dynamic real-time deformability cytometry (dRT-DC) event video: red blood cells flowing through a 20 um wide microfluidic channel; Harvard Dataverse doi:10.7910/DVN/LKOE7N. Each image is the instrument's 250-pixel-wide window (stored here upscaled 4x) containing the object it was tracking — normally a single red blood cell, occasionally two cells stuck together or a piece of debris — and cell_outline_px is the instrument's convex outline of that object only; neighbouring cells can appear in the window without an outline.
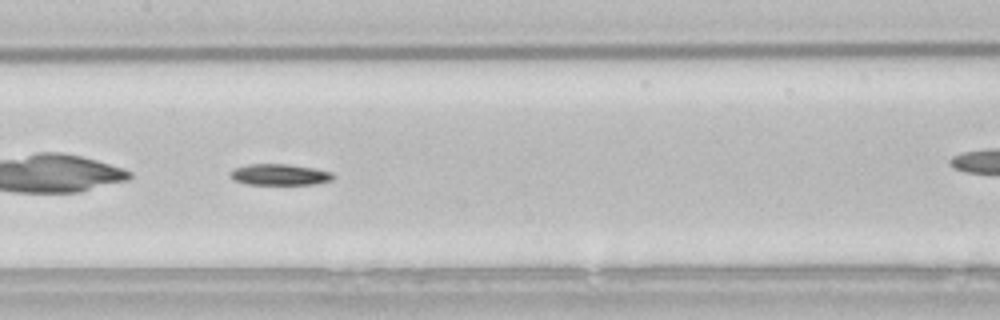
{"species": "common noctule bat (a hibernating species)", "species_latin": "Nyctalus noctula", "temperature_condition": "room temperature", "stored_images_in_passage": 32, "camera_frame_rate_fps": 3000, "um_per_image_px": 0.085, "animal": {"sex": "male", "body_mass_g": 21.5, "forearm_length_mm": 52.0}, "frame": {"image": 1, "passage_image": 10, "time_ms": 3.0, "image_size_px": [1000, 320], "cell_outline_px": [[336, 176], [332, 180], [316, 184], [248, 184], [232, 180], [228, 176], [228, 172], [232, 168], [248, 164], [288, 164], [316, 168], [332, 172]], "centroid_in_image_um": [23.74, 14.83], "position_along_channel_um": 183.7, "area_um2": 13.01}}